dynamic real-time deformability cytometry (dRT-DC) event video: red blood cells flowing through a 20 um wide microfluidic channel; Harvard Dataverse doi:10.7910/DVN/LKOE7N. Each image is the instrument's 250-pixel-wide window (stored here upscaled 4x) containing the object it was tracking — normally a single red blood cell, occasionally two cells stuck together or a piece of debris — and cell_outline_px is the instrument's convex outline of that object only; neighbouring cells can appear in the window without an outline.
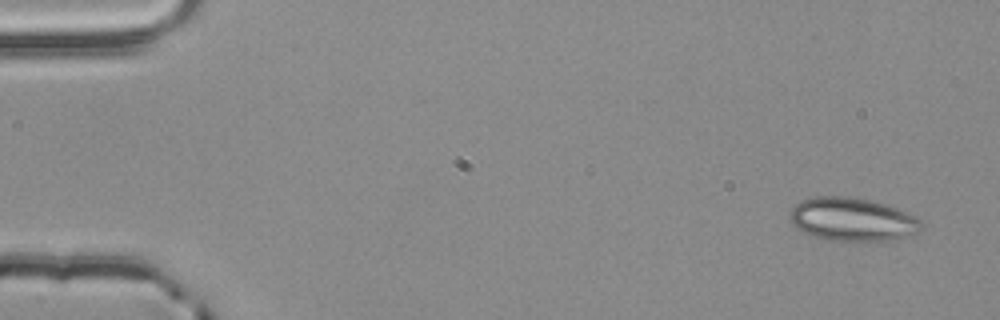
{"species": "common noctule bat (a hibernating species)", "species_latin": "Nyctalus noctula", "temperature_condition": "room temperature", "stored_images_in_passage": 3, "camera_frame_rate_fps": 3000, "um_per_image_px": 0.085, "animal": {"sex": "male", "body_mass_g": 20.4}, "frame": {"image": 1, "passage_image": 1, "time_ms": 0.0, "image_size_px": [1000, 320], "cell_outline_px": [[924, 224], [920, 232], [888, 240], [824, 240], [812, 236], [796, 228], [788, 220], [788, 216], [792, 208], [800, 200], [816, 196], [848, 196], [868, 200], [884, 204], [896, 208], [916, 216]], "centroid_in_image_um": [72.41, 18.64], "position_along_channel_um": 12.6, "area_um2": 33.23}}